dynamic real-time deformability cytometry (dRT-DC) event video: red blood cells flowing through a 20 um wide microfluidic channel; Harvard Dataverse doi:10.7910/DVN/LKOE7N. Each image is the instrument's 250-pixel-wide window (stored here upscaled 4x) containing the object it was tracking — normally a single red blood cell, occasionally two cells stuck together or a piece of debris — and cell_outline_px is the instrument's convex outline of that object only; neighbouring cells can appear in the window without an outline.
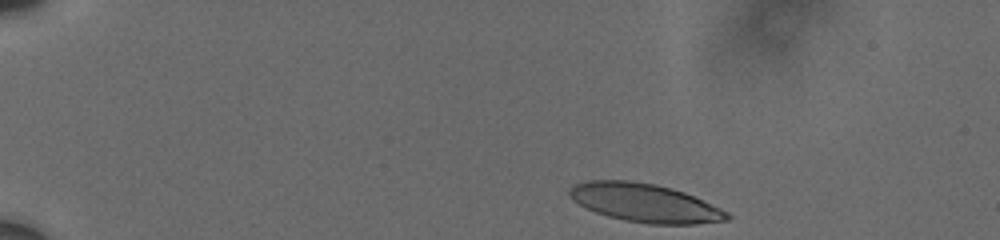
{"species": "human", "species_latin": "Homo sapiens", "temperature_condition": "cold", "stored_images_in_passage": 6, "camera_frame_rate_fps": 3000, "um_per_image_px": 0.085, "donor": {"sex": "male"}, "frame": {"image": 1, "passage_image": 1, "time_ms": 0.0, "image_size_px": [1000, 240], "cell_outline_px": [[732, 216], [728, 220], [696, 224], [648, 224], [624, 220], [608, 216], [596, 212], [572, 200], [568, 196], [568, 188], [576, 184], [588, 180], [628, 180], [656, 184], [672, 188], [684, 192], [720, 208], [728, 212]], "centroid_in_image_um": [54.8, 17.24], "position_along_channel_um": 30.2, "area_um2": 35.32}}
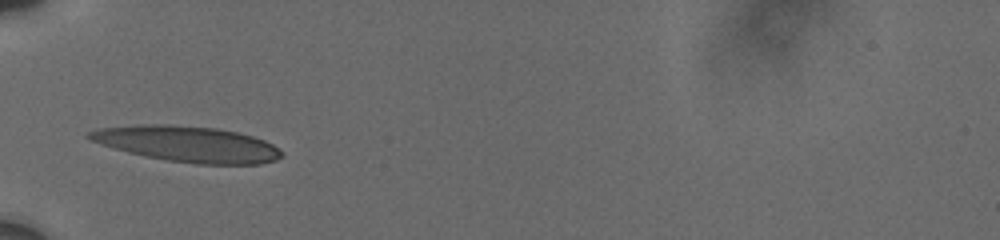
{"frame": {"image": 2, "passage_image": 5, "time_ms": 3.667, "image_size_px": [1000, 240], "cell_outline_px": [[284, 156], [276, 160], [260, 164], [196, 164], [168, 160], [128, 152], [100, 144], [84, 136], [88, 132], [100, 128], [136, 124], [168, 124], [216, 128], [236, 132], [252, 136], [264, 140], [272, 144], [284, 152]], "centroid_in_image_um": [15.95, 12.23], "position_along_channel_um": 69.0, "area_um2": 40.11}}